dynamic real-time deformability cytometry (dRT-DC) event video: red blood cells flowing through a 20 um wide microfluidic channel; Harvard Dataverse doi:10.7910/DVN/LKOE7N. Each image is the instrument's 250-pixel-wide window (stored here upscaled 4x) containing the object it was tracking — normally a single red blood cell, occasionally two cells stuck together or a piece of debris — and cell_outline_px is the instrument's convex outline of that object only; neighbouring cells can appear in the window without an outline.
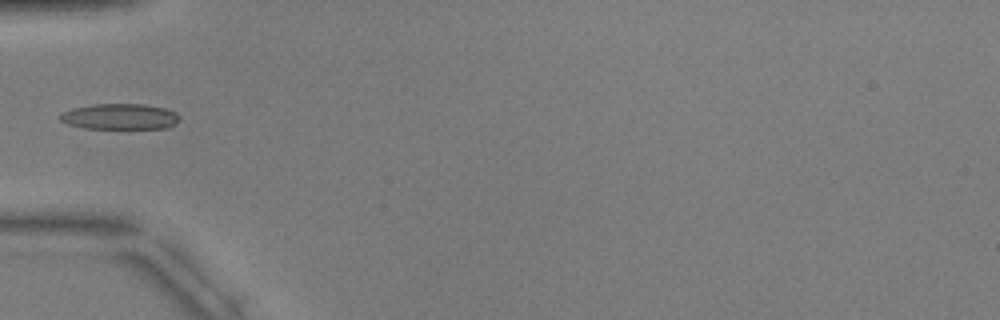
{"species": "common noctule bat (a hibernating species)", "species_latin": "Nyctalus noctula", "temperature_condition": "warm", "stored_images_in_passage": 5, "camera_frame_rate_fps": 3000, "um_per_image_px": 0.085, "animal": {"sex": "male", "body_mass_g": 17.9, "forearm_length_mm": 54.2}, "frame": {"image": 1, "passage_image": 5, "time_ms": 5.667, "image_size_px": [1000, 320], "cell_outline_px": [[180, 116], [168, 128], [84, 128], [68, 124], [60, 120], [60, 112], [72, 108], [92, 104], [144, 104], [164, 108], [176, 112]], "centroid_in_image_um": [10.14, 9.9], "position_along_channel_um": 74.9, "area_um2": 17.8}}